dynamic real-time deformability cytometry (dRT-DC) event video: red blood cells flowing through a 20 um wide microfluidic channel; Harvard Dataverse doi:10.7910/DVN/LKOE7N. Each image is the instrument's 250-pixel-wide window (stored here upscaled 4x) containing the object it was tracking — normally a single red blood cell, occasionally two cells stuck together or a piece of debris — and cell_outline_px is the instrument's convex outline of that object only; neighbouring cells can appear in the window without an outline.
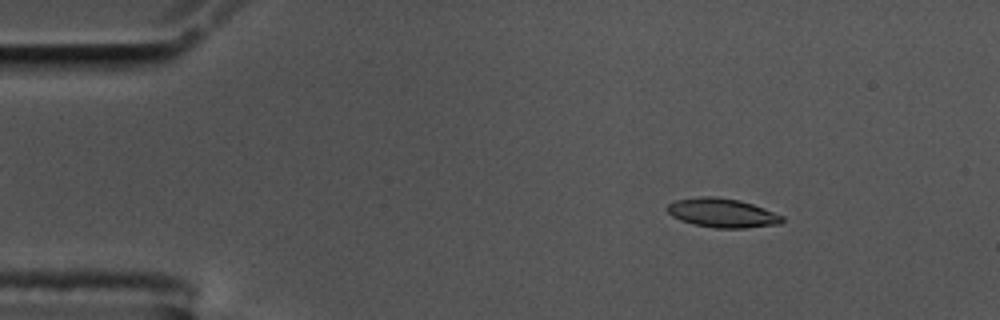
{"species": "common noctule bat (a hibernating species)", "species_latin": "Nyctalus noctula", "temperature_condition": "cold", "stored_images_in_passage": 56, "camera_frame_rate_fps": 3000, "um_per_image_px": 0.085, "animal": {"sex": "male", "body_mass_g": 17.5, "forearm_length_mm": 52.3}, "frame": {"image": 1, "passage_image": 7, "time_ms": 2.0, "image_size_px": [1000, 320], "cell_outline_px": [[784, 220], [780, 224], [744, 228], [716, 228], [692, 224], [680, 220], [672, 216], [668, 212], [668, 204], [676, 200], [700, 196], [716, 196], [740, 200], [764, 208], [784, 216]], "centroid_in_image_um": [61.41, 18.1], "position_along_channel_um": 23.6, "area_um2": 19.54}}
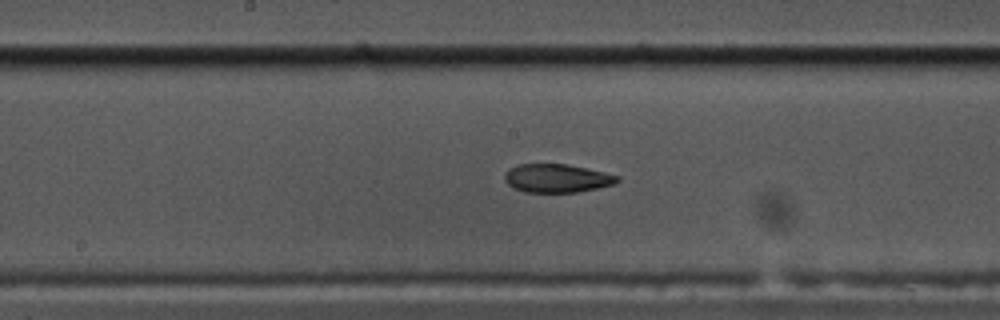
{"frame": {"image": 2, "passage_image": 28, "time_ms": 9.0, "image_size_px": [1000, 320], "cell_outline_px": [[620, 180], [616, 184], [576, 192], [524, 192], [512, 188], [504, 180], [504, 176], [508, 168], [516, 164], [568, 164], [588, 168], [620, 176]], "centroid_in_image_um": [47.32, 15.14], "position_along_channel_um": 200.9, "area_um2": 18.9}}
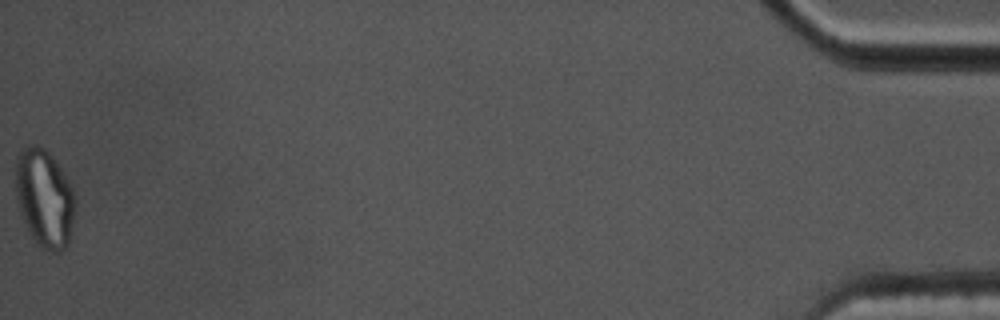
{"frame": {"image": 3, "passage_image": 56, "time_ms": 18.333, "image_size_px": [1000, 320], "cell_outline_px": [[76, 212], [68, 244], [60, 252], [52, 252], [40, 248], [28, 232], [20, 212], [16, 200], [16, 160], [20, 152], [28, 144], [36, 144], [44, 148], [48, 152], [64, 172], [76, 196]], "centroid_in_image_um": [3.8, 16.87], "position_along_channel_um": 431.4, "area_um2": 34.51}, "authors_computed_cell_mechanics": {"area_um2": 19.4786, "velocity_mm_per_s": 3.5344, "shape_relaxation_time_tau1_ms": null, "shape_relaxation_time_tau2_ms": 3.8019, "deformation_change_tau1": null, "deformation_change_tau2": 0.1097}}